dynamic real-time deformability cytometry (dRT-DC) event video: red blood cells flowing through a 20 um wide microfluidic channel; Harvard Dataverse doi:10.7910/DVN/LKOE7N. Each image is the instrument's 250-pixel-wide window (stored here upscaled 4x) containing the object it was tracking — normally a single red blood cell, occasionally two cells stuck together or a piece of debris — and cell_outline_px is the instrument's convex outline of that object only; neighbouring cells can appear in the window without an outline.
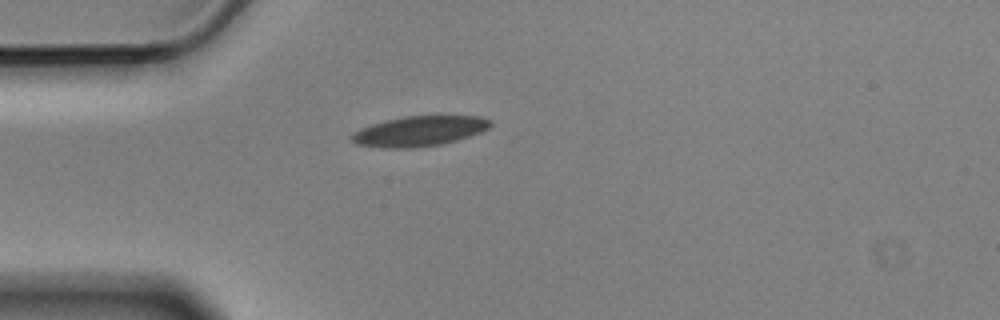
{"species": "Egyptian fruit bat (a non-hibernating species)", "species_latin": "Rousettus aegyptiacus", "temperature_condition": "cold", "stored_images_in_passage": 1, "camera_frame_rate_fps": 3000, "um_per_image_px": 0.085, "animal": {"sex": "male"}, "frame": {"image": 1, "passage_image": 1, "time_ms": 0.0, "image_size_px": [1000, 320], "cell_outline_px": [[492, 124], [488, 128], [480, 132], [456, 140], [440, 144], [416, 148], [380, 148], [356, 144], [352, 140], [352, 136], [360, 128], [372, 124], [404, 116], [480, 116], [492, 120]], "centroid_in_image_um": [35.65, 11.15], "position_along_channel_um": 49.3, "area_um2": 24.16}}